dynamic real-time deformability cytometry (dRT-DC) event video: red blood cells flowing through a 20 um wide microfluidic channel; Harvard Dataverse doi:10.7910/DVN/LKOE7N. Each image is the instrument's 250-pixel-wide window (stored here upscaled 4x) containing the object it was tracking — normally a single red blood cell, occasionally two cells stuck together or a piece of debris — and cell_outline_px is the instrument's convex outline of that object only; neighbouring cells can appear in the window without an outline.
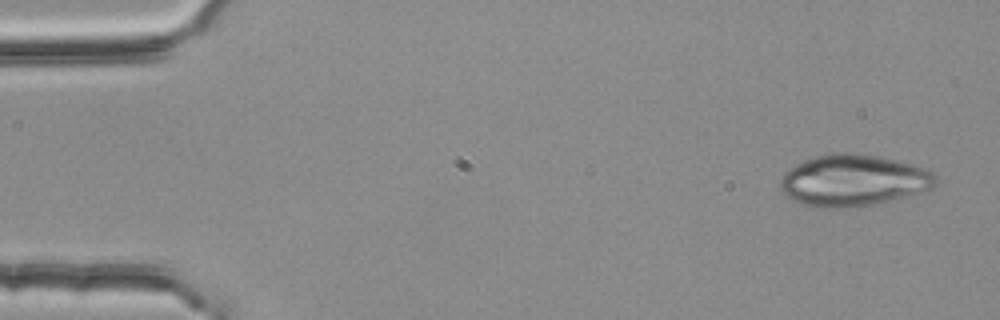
{"species": "common noctule bat (a hibernating species)", "species_latin": "Nyctalus noctula", "temperature_condition": "room temperature", "stored_images_in_passage": 52, "camera_frame_rate_fps": 3000, "um_per_image_px": 0.085, "animal": {"sex": "female", "body_mass_g": 25.1}, "frame": {"image": 1, "passage_image": 1, "time_ms": 0.0, "image_size_px": [1000, 320], "cell_outline_px": [[936, 184], [932, 188], [896, 200], [872, 204], [840, 208], [812, 208], [792, 200], [784, 196], [780, 188], [780, 176], [788, 168], [804, 160], [816, 156], [832, 152], [848, 152], [880, 156], [896, 160], [924, 168], [932, 172], [936, 176]], "centroid_in_image_um": [72.47, 15.34], "position_along_channel_um": 12.5, "area_um2": 47.16}}
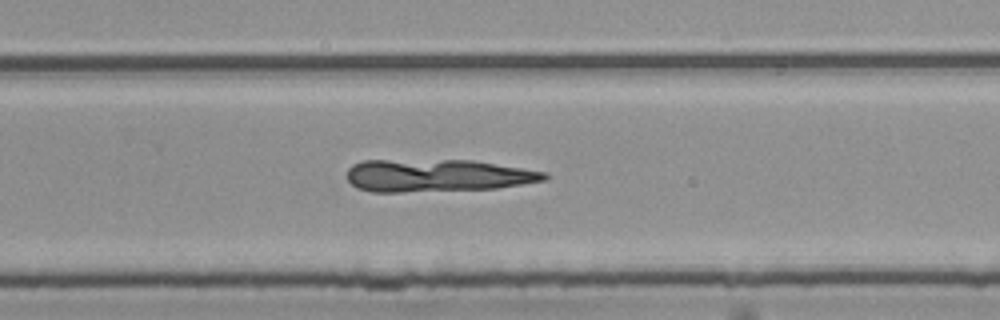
{"frame": {"image": 2, "passage_image": 33, "time_ms": 10.667, "image_size_px": [1000, 320], "cell_outline_px": [[548, 176], [544, 180], [496, 188], [404, 192], [372, 192], [356, 188], [344, 176], [348, 168], [352, 164], [360, 160], [472, 160], [548, 172]], "centroid_in_image_um": [37.08, 14.91], "position_along_channel_um": 292.7, "area_um2": 37.63}}
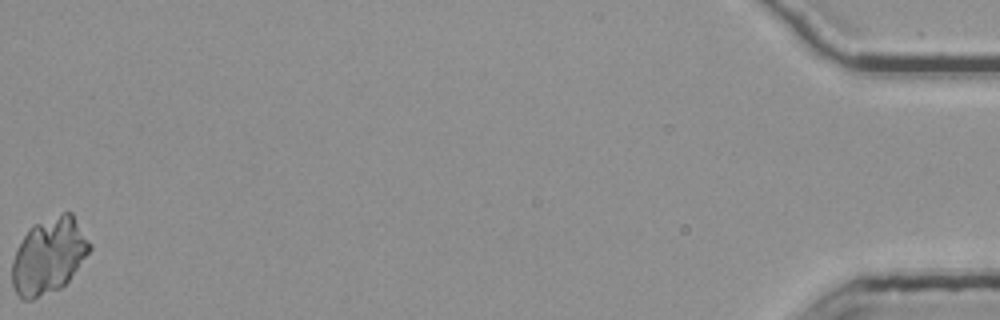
{"frame": {"image": 3, "passage_image": 52, "time_ms": 17.0, "image_size_px": [1000, 320], "cell_outline_px": [[92, 248], [68, 280], [60, 288], [32, 300], [24, 300], [12, 288], [12, 260], [16, 248], [28, 228], [32, 224], [64, 212], [72, 212], [92, 244]], "centroid_in_image_um": [4.13, 21.73], "position_along_channel_um": 431.1, "area_um2": 34.39}}